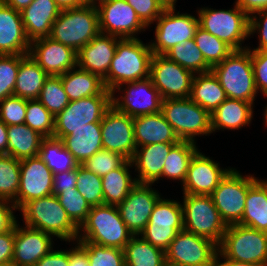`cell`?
Instances as JSON below:
<instances>
[{
	"label": "cell",
	"instance_id": "6da1fadb",
	"mask_svg": "<svg viewBox=\"0 0 267 266\" xmlns=\"http://www.w3.org/2000/svg\"><path fill=\"white\" fill-rule=\"evenodd\" d=\"M152 55L149 43H143L138 37L119 39L108 73L103 78L106 89L112 92L116 87L122 88L124 83L149 78Z\"/></svg>",
	"mask_w": 267,
	"mask_h": 266
},
{
	"label": "cell",
	"instance_id": "7a4b0ae2",
	"mask_svg": "<svg viewBox=\"0 0 267 266\" xmlns=\"http://www.w3.org/2000/svg\"><path fill=\"white\" fill-rule=\"evenodd\" d=\"M19 211L24 225L46 232L61 241H77L79 227L70 219L54 194L31 200Z\"/></svg>",
	"mask_w": 267,
	"mask_h": 266
},
{
	"label": "cell",
	"instance_id": "3957f363",
	"mask_svg": "<svg viewBox=\"0 0 267 266\" xmlns=\"http://www.w3.org/2000/svg\"><path fill=\"white\" fill-rule=\"evenodd\" d=\"M133 234L121 219L116 205L92 206L79 227L77 241H88L106 247L124 249Z\"/></svg>",
	"mask_w": 267,
	"mask_h": 266
},
{
	"label": "cell",
	"instance_id": "277c9868",
	"mask_svg": "<svg viewBox=\"0 0 267 266\" xmlns=\"http://www.w3.org/2000/svg\"><path fill=\"white\" fill-rule=\"evenodd\" d=\"M100 33L96 5L61 10L49 37L78 52Z\"/></svg>",
	"mask_w": 267,
	"mask_h": 266
},
{
	"label": "cell",
	"instance_id": "5b68a950",
	"mask_svg": "<svg viewBox=\"0 0 267 266\" xmlns=\"http://www.w3.org/2000/svg\"><path fill=\"white\" fill-rule=\"evenodd\" d=\"M251 49L232 51L220 64L212 68L226 97L250 102L254 105L256 94Z\"/></svg>",
	"mask_w": 267,
	"mask_h": 266
},
{
	"label": "cell",
	"instance_id": "8992f818",
	"mask_svg": "<svg viewBox=\"0 0 267 266\" xmlns=\"http://www.w3.org/2000/svg\"><path fill=\"white\" fill-rule=\"evenodd\" d=\"M218 251L224 259L267 266V232L239 224L229 225Z\"/></svg>",
	"mask_w": 267,
	"mask_h": 266
},
{
	"label": "cell",
	"instance_id": "52a82bcc",
	"mask_svg": "<svg viewBox=\"0 0 267 266\" xmlns=\"http://www.w3.org/2000/svg\"><path fill=\"white\" fill-rule=\"evenodd\" d=\"M161 112L180 141L196 143V136L212 133L211 115L190 98L164 99Z\"/></svg>",
	"mask_w": 267,
	"mask_h": 266
},
{
	"label": "cell",
	"instance_id": "ba28073f",
	"mask_svg": "<svg viewBox=\"0 0 267 266\" xmlns=\"http://www.w3.org/2000/svg\"><path fill=\"white\" fill-rule=\"evenodd\" d=\"M184 230L207 238L218 246L227 230L211 195L183 194Z\"/></svg>",
	"mask_w": 267,
	"mask_h": 266
},
{
	"label": "cell",
	"instance_id": "9c48e42d",
	"mask_svg": "<svg viewBox=\"0 0 267 266\" xmlns=\"http://www.w3.org/2000/svg\"><path fill=\"white\" fill-rule=\"evenodd\" d=\"M197 12L201 28L224 41L233 50L248 48L242 44L250 37L249 16L236 4L229 10L204 7Z\"/></svg>",
	"mask_w": 267,
	"mask_h": 266
},
{
	"label": "cell",
	"instance_id": "30bf717a",
	"mask_svg": "<svg viewBox=\"0 0 267 266\" xmlns=\"http://www.w3.org/2000/svg\"><path fill=\"white\" fill-rule=\"evenodd\" d=\"M111 98V91L105 89L100 95L70 101L55 116L53 137L62 140L74 129L87 126L88 123H101L103 115L112 106Z\"/></svg>",
	"mask_w": 267,
	"mask_h": 266
},
{
	"label": "cell",
	"instance_id": "8fae6325",
	"mask_svg": "<svg viewBox=\"0 0 267 266\" xmlns=\"http://www.w3.org/2000/svg\"><path fill=\"white\" fill-rule=\"evenodd\" d=\"M257 180V177L243 176L231 167L211 194L214 205L227 226L241 222L248 189Z\"/></svg>",
	"mask_w": 267,
	"mask_h": 266
},
{
	"label": "cell",
	"instance_id": "7c38bea8",
	"mask_svg": "<svg viewBox=\"0 0 267 266\" xmlns=\"http://www.w3.org/2000/svg\"><path fill=\"white\" fill-rule=\"evenodd\" d=\"M182 230V204L173 199L160 198L153 208L148 224L139 235L165 252L170 242Z\"/></svg>",
	"mask_w": 267,
	"mask_h": 266
},
{
	"label": "cell",
	"instance_id": "4fadbf2b",
	"mask_svg": "<svg viewBox=\"0 0 267 266\" xmlns=\"http://www.w3.org/2000/svg\"><path fill=\"white\" fill-rule=\"evenodd\" d=\"M175 11V8L165 9L156 19L155 41L151 40L149 43L153 54L164 55L175 45L194 39L199 19Z\"/></svg>",
	"mask_w": 267,
	"mask_h": 266
},
{
	"label": "cell",
	"instance_id": "5bb4252c",
	"mask_svg": "<svg viewBox=\"0 0 267 266\" xmlns=\"http://www.w3.org/2000/svg\"><path fill=\"white\" fill-rule=\"evenodd\" d=\"M124 84L126 88L116 87L111 92V104L117 111L130 117L161 112L163 98L150 77ZM118 90L124 95L116 98Z\"/></svg>",
	"mask_w": 267,
	"mask_h": 266
},
{
	"label": "cell",
	"instance_id": "9a60e30c",
	"mask_svg": "<svg viewBox=\"0 0 267 266\" xmlns=\"http://www.w3.org/2000/svg\"><path fill=\"white\" fill-rule=\"evenodd\" d=\"M194 74L168 59L153 54L150 62V78L164 99L190 98Z\"/></svg>",
	"mask_w": 267,
	"mask_h": 266
},
{
	"label": "cell",
	"instance_id": "2e32d148",
	"mask_svg": "<svg viewBox=\"0 0 267 266\" xmlns=\"http://www.w3.org/2000/svg\"><path fill=\"white\" fill-rule=\"evenodd\" d=\"M99 31L105 35L122 38H137L147 26L125 0H105L96 5ZM139 32V33H138Z\"/></svg>",
	"mask_w": 267,
	"mask_h": 266
},
{
	"label": "cell",
	"instance_id": "e0dca14e",
	"mask_svg": "<svg viewBox=\"0 0 267 266\" xmlns=\"http://www.w3.org/2000/svg\"><path fill=\"white\" fill-rule=\"evenodd\" d=\"M218 252L213 241L182 230L170 242L165 256L169 262L182 266H212Z\"/></svg>",
	"mask_w": 267,
	"mask_h": 266
},
{
	"label": "cell",
	"instance_id": "ac0fdd59",
	"mask_svg": "<svg viewBox=\"0 0 267 266\" xmlns=\"http://www.w3.org/2000/svg\"><path fill=\"white\" fill-rule=\"evenodd\" d=\"M53 172L39 156L20 160V183L15 206L53 194Z\"/></svg>",
	"mask_w": 267,
	"mask_h": 266
},
{
	"label": "cell",
	"instance_id": "d6986e66",
	"mask_svg": "<svg viewBox=\"0 0 267 266\" xmlns=\"http://www.w3.org/2000/svg\"><path fill=\"white\" fill-rule=\"evenodd\" d=\"M152 184L137 183L117 205L121 219L133 235H139L148 224L154 206L161 198Z\"/></svg>",
	"mask_w": 267,
	"mask_h": 266
},
{
	"label": "cell",
	"instance_id": "ffe728a7",
	"mask_svg": "<svg viewBox=\"0 0 267 266\" xmlns=\"http://www.w3.org/2000/svg\"><path fill=\"white\" fill-rule=\"evenodd\" d=\"M103 149L116 152L132 160L136 151L133 117L117 111L111 106L101 120Z\"/></svg>",
	"mask_w": 267,
	"mask_h": 266
},
{
	"label": "cell",
	"instance_id": "44dd1931",
	"mask_svg": "<svg viewBox=\"0 0 267 266\" xmlns=\"http://www.w3.org/2000/svg\"><path fill=\"white\" fill-rule=\"evenodd\" d=\"M28 55L49 76H59L77 66V52L50 37L31 41Z\"/></svg>",
	"mask_w": 267,
	"mask_h": 266
},
{
	"label": "cell",
	"instance_id": "7402d4cb",
	"mask_svg": "<svg viewBox=\"0 0 267 266\" xmlns=\"http://www.w3.org/2000/svg\"><path fill=\"white\" fill-rule=\"evenodd\" d=\"M230 169L220 167L219 162L198 150L192 157L185 181L181 184L183 194L211 195Z\"/></svg>",
	"mask_w": 267,
	"mask_h": 266
},
{
	"label": "cell",
	"instance_id": "603a6c76",
	"mask_svg": "<svg viewBox=\"0 0 267 266\" xmlns=\"http://www.w3.org/2000/svg\"><path fill=\"white\" fill-rule=\"evenodd\" d=\"M52 237V238H51ZM53 236L28 226H15L14 266H34L53 249Z\"/></svg>",
	"mask_w": 267,
	"mask_h": 266
},
{
	"label": "cell",
	"instance_id": "cb8c5ba5",
	"mask_svg": "<svg viewBox=\"0 0 267 266\" xmlns=\"http://www.w3.org/2000/svg\"><path fill=\"white\" fill-rule=\"evenodd\" d=\"M30 44L21 13L0 0V55H28Z\"/></svg>",
	"mask_w": 267,
	"mask_h": 266
},
{
	"label": "cell",
	"instance_id": "d4e9b609",
	"mask_svg": "<svg viewBox=\"0 0 267 266\" xmlns=\"http://www.w3.org/2000/svg\"><path fill=\"white\" fill-rule=\"evenodd\" d=\"M119 39L99 33L77 52V67L103 79L108 73Z\"/></svg>",
	"mask_w": 267,
	"mask_h": 266
},
{
	"label": "cell",
	"instance_id": "484cf974",
	"mask_svg": "<svg viewBox=\"0 0 267 266\" xmlns=\"http://www.w3.org/2000/svg\"><path fill=\"white\" fill-rule=\"evenodd\" d=\"M175 144L154 143L136 148L131 161L138 171L137 183L153 184L162 178L165 158Z\"/></svg>",
	"mask_w": 267,
	"mask_h": 266
},
{
	"label": "cell",
	"instance_id": "4316f807",
	"mask_svg": "<svg viewBox=\"0 0 267 266\" xmlns=\"http://www.w3.org/2000/svg\"><path fill=\"white\" fill-rule=\"evenodd\" d=\"M61 9L54 0H33L20 13L27 38L31 41L49 37Z\"/></svg>",
	"mask_w": 267,
	"mask_h": 266
},
{
	"label": "cell",
	"instance_id": "83f0119b",
	"mask_svg": "<svg viewBox=\"0 0 267 266\" xmlns=\"http://www.w3.org/2000/svg\"><path fill=\"white\" fill-rule=\"evenodd\" d=\"M133 129L136 147L180 141L162 112L133 117Z\"/></svg>",
	"mask_w": 267,
	"mask_h": 266
},
{
	"label": "cell",
	"instance_id": "f1b7e54d",
	"mask_svg": "<svg viewBox=\"0 0 267 266\" xmlns=\"http://www.w3.org/2000/svg\"><path fill=\"white\" fill-rule=\"evenodd\" d=\"M64 147L81 165L96 152L103 149L100 123H88L87 126L74 131L61 140Z\"/></svg>",
	"mask_w": 267,
	"mask_h": 266
},
{
	"label": "cell",
	"instance_id": "f546056e",
	"mask_svg": "<svg viewBox=\"0 0 267 266\" xmlns=\"http://www.w3.org/2000/svg\"><path fill=\"white\" fill-rule=\"evenodd\" d=\"M253 104L227 98L211 115L212 133L217 130H238L249 126L253 118Z\"/></svg>",
	"mask_w": 267,
	"mask_h": 266
},
{
	"label": "cell",
	"instance_id": "4dcf8cb0",
	"mask_svg": "<svg viewBox=\"0 0 267 266\" xmlns=\"http://www.w3.org/2000/svg\"><path fill=\"white\" fill-rule=\"evenodd\" d=\"M59 76L69 101L100 95L106 89L100 76L77 66Z\"/></svg>",
	"mask_w": 267,
	"mask_h": 266
},
{
	"label": "cell",
	"instance_id": "1f68e13d",
	"mask_svg": "<svg viewBox=\"0 0 267 266\" xmlns=\"http://www.w3.org/2000/svg\"><path fill=\"white\" fill-rule=\"evenodd\" d=\"M190 99L212 114L227 97L218 78L211 70L194 74Z\"/></svg>",
	"mask_w": 267,
	"mask_h": 266
},
{
	"label": "cell",
	"instance_id": "d6a6232c",
	"mask_svg": "<svg viewBox=\"0 0 267 266\" xmlns=\"http://www.w3.org/2000/svg\"><path fill=\"white\" fill-rule=\"evenodd\" d=\"M239 225L267 232V180L258 179L248 189Z\"/></svg>",
	"mask_w": 267,
	"mask_h": 266
},
{
	"label": "cell",
	"instance_id": "836d02e7",
	"mask_svg": "<svg viewBox=\"0 0 267 266\" xmlns=\"http://www.w3.org/2000/svg\"><path fill=\"white\" fill-rule=\"evenodd\" d=\"M7 154L15 159H25L39 155L41 142L45 138L26 124L8 125Z\"/></svg>",
	"mask_w": 267,
	"mask_h": 266
},
{
	"label": "cell",
	"instance_id": "e575fe53",
	"mask_svg": "<svg viewBox=\"0 0 267 266\" xmlns=\"http://www.w3.org/2000/svg\"><path fill=\"white\" fill-rule=\"evenodd\" d=\"M130 167H133L132 161L126 160L119 168L101 177L104 204L117 206L137 184L136 177L130 175Z\"/></svg>",
	"mask_w": 267,
	"mask_h": 266
},
{
	"label": "cell",
	"instance_id": "d590c367",
	"mask_svg": "<svg viewBox=\"0 0 267 266\" xmlns=\"http://www.w3.org/2000/svg\"><path fill=\"white\" fill-rule=\"evenodd\" d=\"M48 77L49 75L27 55L20 62L13 96L27 100L38 99Z\"/></svg>",
	"mask_w": 267,
	"mask_h": 266
},
{
	"label": "cell",
	"instance_id": "8d00e7d4",
	"mask_svg": "<svg viewBox=\"0 0 267 266\" xmlns=\"http://www.w3.org/2000/svg\"><path fill=\"white\" fill-rule=\"evenodd\" d=\"M125 266H162L165 252L153 246L140 235H133L123 249Z\"/></svg>",
	"mask_w": 267,
	"mask_h": 266
},
{
	"label": "cell",
	"instance_id": "74e56055",
	"mask_svg": "<svg viewBox=\"0 0 267 266\" xmlns=\"http://www.w3.org/2000/svg\"><path fill=\"white\" fill-rule=\"evenodd\" d=\"M198 151L196 143L179 141L175 144L167 157L163 167L162 178L185 181L192 157Z\"/></svg>",
	"mask_w": 267,
	"mask_h": 266
},
{
	"label": "cell",
	"instance_id": "f35d334b",
	"mask_svg": "<svg viewBox=\"0 0 267 266\" xmlns=\"http://www.w3.org/2000/svg\"><path fill=\"white\" fill-rule=\"evenodd\" d=\"M38 156L53 174L73 170L79 165L64 147L63 142L54 137H46L42 140Z\"/></svg>",
	"mask_w": 267,
	"mask_h": 266
},
{
	"label": "cell",
	"instance_id": "ab89813d",
	"mask_svg": "<svg viewBox=\"0 0 267 266\" xmlns=\"http://www.w3.org/2000/svg\"><path fill=\"white\" fill-rule=\"evenodd\" d=\"M164 55L193 74L205 73L212 70L205 61L194 39L175 45Z\"/></svg>",
	"mask_w": 267,
	"mask_h": 266
},
{
	"label": "cell",
	"instance_id": "60d3db41",
	"mask_svg": "<svg viewBox=\"0 0 267 266\" xmlns=\"http://www.w3.org/2000/svg\"><path fill=\"white\" fill-rule=\"evenodd\" d=\"M20 183V160L0 154V200L15 204Z\"/></svg>",
	"mask_w": 267,
	"mask_h": 266
},
{
	"label": "cell",
	"instance_id": "b9f144b4",
	"mask_svg": "<svg viewBox=\"0 0 267 266\" xmlns=\"http://www.w3.org/2000/svg\"><path fill=\"white\" fill-rule=\"evenodd\" d=\"M194 41L202 52L205 61L211 68L220 64L232 51H234L224 41L210 34L200 26L196 30Z\"/></svg>",
	"mask_w": 267,
	"mask_h": 266
},
{
	"label": "cell",
	"instance_id": "7bdbcfd3",
	"mask_svg": "<svg viewBox=\"0 0 267 266\" xmlns=\"http://www.w3.org/2000/svg\"><path fill=\"white\" fill-rule=\"evenodd\" d=\"M37 100H39L54 117L59 114L70 102L65 93L61 77L49 76L45 80Z\"/></svg>",
	"mask_w": 267,
	"mask_h": 266
},
{
	"label": "cell",
	"instance_id": "ee69618b",
	"mask_svg": "<svg viewBox=\"0 0 267 266\" xmlns=\"http://www.w3.org/2000/svg\"><path fill=\"white\" fill-rule=\"evenodd\" d=\"M86 252L90 266H125L120 248L106 247L88 241H76Z\"/></svg>",
	"mask_w": 267,
	"mask_h": 266
},
{
	"label": "cell",
	"instance_id": "f6af8a7d",
	"mask_svg": "<svg viewBox=\"0 0 267 266\" xmlns=\"http://www.w3.org/2000/svg\"><path fill=\"white\" fill-rule=\"evenodd\" d=\"M55 117L37 99L27 100L25 122L43 137H53Z\"/></svg>",
	"mask_w": 267,
	"mask_h": 266
},
{
	"label": "cell",
	"instance_id": "bcb514c9",
	"mask_svg": "<svg viewBox=\"0 0 267 266\" xmlns=\"http://www.w3.org/2000/svg\"><path fill=\"white\" fill-rule=\"evenodd\" d=\"M76 188L91 207L104 204L101 177L82 165L77 166Z\"/></svg>",
	"mask_w": 267,
	"mask_h": 266
},
{
	"label": "cell",
	"instance_id": "7dc6e473",
	"mask_svg": "<svg viewBox=\"0 0 267 266\" xmlns=\"http://www.w3.org/2000/svg\"><path fill=\"white\" fill-rule=\"evenodd\" d=\"M27 55H0V101L13 96L20 62Z\"/></svg>",
	"mask_w": 267,
	"mask_h": 266
},
{
	"label": "cell",
	"instance_id": "c3c4849f",
	"mask_svg": "<svg viewBox=\"0 0 267 266\" xmlns=\"http://www.w3.org/2000/svg\"><path fill=\"white\" fill-rule=\"evenodd\" d=\"M70 219L80 227L87 219L91 206L78 190H65L57 195Z\"/></svg>",
	"mask_w": 267,
	"mask_h": 266
},
{
	"label": "cell",
	"instance_id": "681fc988",
	"mask_svg": "<svg viewBox=\"0 0 267 266\" xmlns=\"http://www.w3.org/2000/svg\"><path fill=\"white\" fill-rule=\"evenodd\" d=\"M126 160L119 153L101 149L81 165L94 174L103 177L111 170L119 168Z\"/></svg>",
	"mask_w": 267,
	"mask_h": 266
},
{
	"label": "cell",
	"instance_id": "f907efd6",
	"mask_svg": "<svg viewBox=\"0 0 267 266\" xmlns=\"http://www.w3.org/2000/svg\"><path fill=\"white\" fill-rule=\"evenodd\" d=\"M27 99L17 96L6 97L0 101V120L5 125L24 124Z\"/></svg>",
	"mask_w": 267,
	"mask_h": 266
},
{
	"label": "cell",
	"instance_id": "816d5d0a",
	"mask_svg": "<svg viewBox=\"0 0 267 266\" xmlns=\"http://www.w3.org/2000/svg\"><path fill=\"white\" fill-rule=\"evenodd\" d=\"M137 13L140 20L148 27L165 10L157 0H125Z\"/></svg>",
	"mask_w": 267,
	"mask_h": 266
},
{
	"label": "cell",
	"instance_id": "f5cc1de1",
	"mask_svg": "<svg viewBox=\"0 0 267 266\" xmlns=\"http://www.w3.org/2000/svg\"><path fill=\"white\" fill-rule=\"evenodd\" d=\"M255 86L267 98V51H251Z\"/></svg>",
	"mask_w": 267,
	"mask_h": 266
},
{
	"label": "cell",
	"instance_id": "db71d44e",
	"mask_svg": "<svg viewBox=\"0 0 267 266\" xmlns=\"http://www.w3.org/2000/svg\"><path fill=\"white\" fill-rule=\"evenodd\" d=\"M255 33H259V44L251 51H267V9L257 11L249 16V35Z\"/></svg>",
	"mask_w": 267,
	"mask_h": 266
},
{
	"label": "cell",
	"instance_id": "11a10c76",
	"mask_svg": "<svg viewBox=\"0 0 267 266\" xmlns=\"http://www.w3.org/2000/svg\"><path fill=\"white\" fill-rule=\"evenodd\" d=\"M77 168L64 172H57L53 178V194L57 196L65 190H77Z\"/></svg>",
	"mask_w": 267,
	"mask_h": 266
},
{
	"label": "cell",
	"instance_id": "9f6ffc18",
	"mask_svg": "<svg viewBox=\"0 0 267 266\" xmlns=\"http://www.w3.org/2000/svg\"><path fill=\"white\" fill-rule=\"evenodd\" d=\"M13 210H18L13 202L0 200V233L12 230L16 224Z\"/></svg>",
	"mask_w": 267,
	"mask_h": 266
},
{
	"label": "cell",
	"instance_id": "6f0895ef",
	"mask_svg": "<svg viewBox=\"0 0 267 266\" xmlns=\"http://www.w3.org/2000/svg\"><path fill=\"white\" fill-rule=\"evenodd\" d=\"M15 227L0 233V264L11 263L14 254Z\"/></svg>",
	"mask_w": 267,
	"mask_h": 266
},
{
	"label": "cell",
	"instance_id": "680465c9",
	"mask_svg": "<svg viewBox=\"0 0 267 266\" xmlns=\"http://www.w3.org/2000/svg\"><path fill=\"white\" fill-rule=\"evenodd\" d=\"M34 266H69V250L52 249L43 256Z\"/></svg>",
	"mask_w": 267,
	"mask_h": 266
},
{
	"label": "cell",
	"instance_id": "91938a15",
	"mask_svg": "<svg viewBox=\"0 0 267 266\" xmlns=\"http://www.w3.org/2000/svg\"><path fill=\"white\" fill-rule=\"evenodd\" d=\"M235 4L248 16L267 9V0H236Z\"/></svg>",
	"mask_w": 267,
	"mask_h": 266
},
{
	"label": "cell",
	"instance_id": "94428289",
	"mask_svg": "<svg viewBox=\"0 0 267 266\" xmlns=\"http://www.w3.org/2000/svg\"><path fill=\"white\" fill-rule=\"evenodd\" d=\"M69 266H90L85 250L78 243L69 249Z\"/></svg>",
	"mask_w": 267,
	"mask_h": 266
},
{
	"label": "cell",
	"instance_id": "6125c7cd",
	"mask_svg": "<svg viewBox=\"0 0 267 266\" xmlns=\"http://www.w3.org/2000/svg\"><path fill=\"white\" fill-rule=\"evenodd\" d=\"M61 10L80 7L86 4L85 0H54Z\"/></svg>",
	"mask_w": 267,
	"mask_h": 266
},
{
	"label": "cell",
	"instance_id": "be15d7a7",
	"mask_svg": "<svg viewBox=\"0 0 267 266\" xmlns=\"http://www.w3.org/2000/svg\"><path fill=\"white\" fill-rule=\"evenodd\" d=\"M221 259H223V261L220 260V254L218 253L212 266H257L251 263L237 262L231 259Z\"/></svg>",
	"mask_w": 267,
	"mask_h": 266
},
{
	"label": "cell",
	"instance_id": "e7e4bbea",
	"mask_svg": "<svg viewBox=\"0 0 267 266\" xmlns=\"http://www.w3.org/2000/svg\"><path fill=\"white\" fill-rule=\"evenodd\" d=\"M8 134L7 125L0 120V154H7Z\"/></svg>",
	"mask_w": 267,
	"mask_h": 266
},
{
	"label": "cell",
	"instance_id": "03108f58",
	"mask_svg": "<svg viewBox=\"0 0 267 266\" xmlns=\"http://www.w3.org/2000/svg\"><path fill=\"white\" fill-rule=\"evenodd\" d=\"M8 6L16 11L21 12L24 8L28 7L33 0H3Z\"/></svg>",
	"mask_w": 267,
	"mask_h": 266
},
{
	"label": "cell",
	"instance_id": "003e7915",
	"mask_svg": "<svg viewBox=\"0 0 267 266\" xmlns=\"http://www.w3.org/2000/svg\"><path fill=\"white\" fill-rule=\"evenodd\" d=\"M164 9L175 8L177 0H157Z\"/></svg>",
	"mask_w": 267,
	"mask_h": 266
},
{
	"label": "cell",
	"instance_id": "a7ac6f4b",
	"mask_svg": "<svg viewBox=\"0 0 267 266\" xmlns=\"http://www.w3.org/2000/svg\"><path fill=\"white\" fill-rule=\"evenodd\" d=\"M105 1V0H85L86 4L90 5H97L98 3Z\"/></svg>",
	"mask_w": 267,
	"mask_h": 266
},
{
	"label": "cell",
	"instance_id": "89a4df30",
	"mask_svg": "<svg viewBox=\"0 0 267 266\" xmlns=\"http://www.w3.org/2000/svg\"><path fill=\"white\" fill-rule=\"evenodd\" d=\"M162 266H182L176 263L169 262L168 260H165Z\"/></svg>",
	"mask_w": 267,
	"mask_h": 266
},
{
	"label": "cell",
	"instance_id": "2644e50d",
	"mask_svg": "<svg viewBox=\"0 0 267 266\" xmlns=\"http://www.w3.org/2000/svg\"><path fill=\"white\" fill-rule=\"evenodd\" d=\"M0 266H14L12 263L0 264Z\"/></svg>",
	"mask_w": 267,
	"mask_h": 266
},
{
	"label": "cell",
	"instance_id": "8c879c8a",
	"mask_svg": "<svg viewBox=\"0 0 267 266\" xmlns=\"http://www.w3.org/2000/svg\"><path fill=\"white\" fill-rule=\"evenodd\" d=\"M264 116H267V106H265Z\"/></svg>",
	"mask_w": 267,
	"mask_h": 266
},
{
	"label": "cell",
	"instance_id": "753ad0ef",
	"mask_svg": "<svg viewBox=\"0 0 267 266\" xmlns=\"http://www.w3.org/2000/svg\"><path fill=\"white\" fill-rule=\"evenodd\" d=\"M264 122L267 125V116H264Z\"/></svg>",
	"mask_w": 267,
	"mask_h": 266
}]
</instances>
